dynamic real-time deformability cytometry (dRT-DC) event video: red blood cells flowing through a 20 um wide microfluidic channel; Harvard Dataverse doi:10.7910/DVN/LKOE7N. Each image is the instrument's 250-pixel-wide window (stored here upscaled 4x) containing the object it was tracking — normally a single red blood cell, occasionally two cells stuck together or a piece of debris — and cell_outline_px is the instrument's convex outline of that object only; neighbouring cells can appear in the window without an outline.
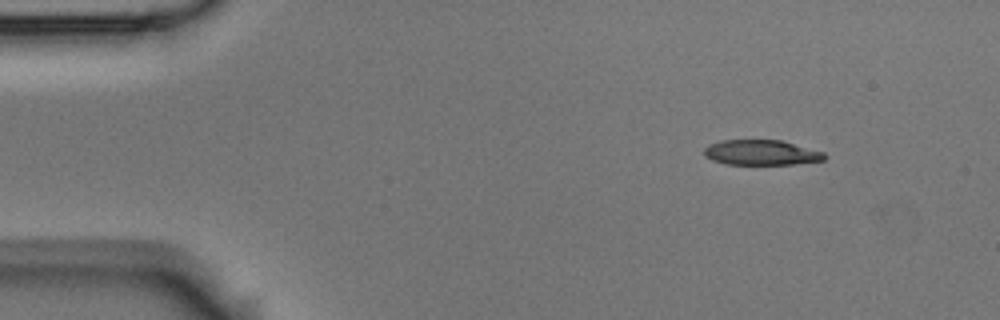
{"species": "Egyptian fruit bat (a non-hibernating species)", "species_latin": "Rousettus aegyptiacus", "temperature_condition": "room temperature", "stored_images_in_passage": 4, "camera_frame_rate_fps": 3000, "um_per_image_px": 0.085, "animal": {"sex": "male"}, "frame": {"image": 1, "passage_image": 1, "time_ms": 0.0, "image_size_px": [1000, 320], "cell_outline_px": [[828, 156], [824, 160], [792, 164], [724, 164], [712, 160], [704, 156], [704, 148], [708, 144], [720, 140], [780, 140], [824, 152]], "centroid_in_image_um": [64.67, 12.96], "position_along_channel_um": 20.3, "area_um2": 17.69}}
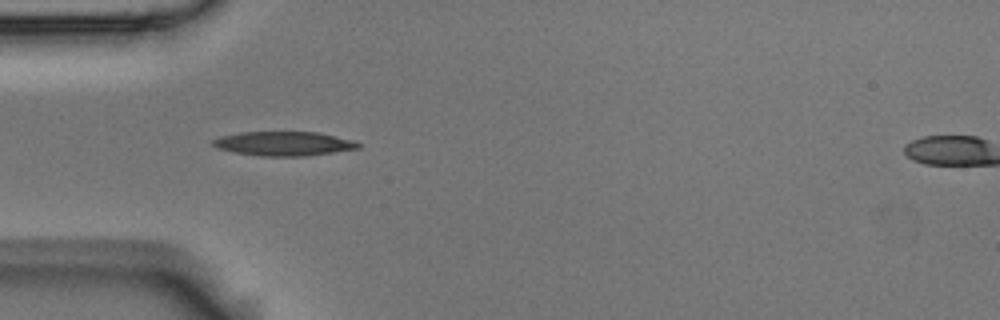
{"frame": {"image": 2, "passage_image": 3, "time_ms": 0.667, "image_size_px": [1000, 320], "cell_outline_px": [[360, 148], [304, 156], [260, 156], [232, 152], [216, 148], [212, 144], [212, 140], [220, 136], [240, 132], [316, 132], [352, 140], [360, 144]], "centroid_in_image_um": [24.05, 12.21], "position_along_channel_um": 60.9, "area_um2": 20.4}}
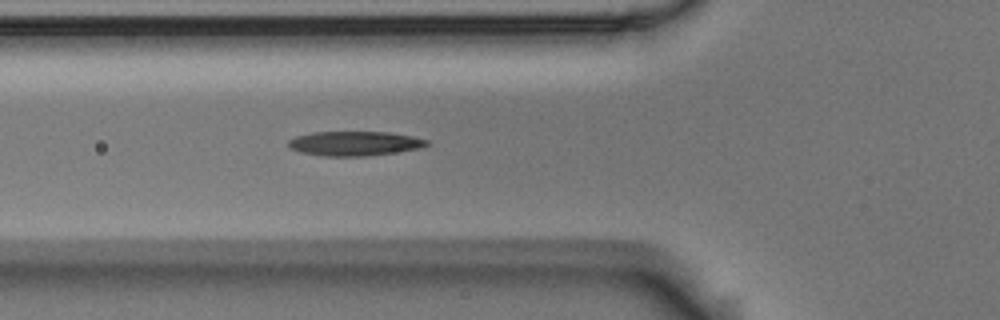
{"frame": {"image": 3, "passage_image": 4, "time_ms": 1.0, "image_size_px": [1000, 320], "cell_outline_px": [[428, 144], [416, 148], [368, 156], [320, 156], [300, 152], [292, 148], [288, 144], [288, 140], [296, 136], [312, 132], [388, 132], [412, 136], [428, 140]], "centroid_in_image_um": [30.08, 12.19], "position_along_channel_um": 95.7, "area_um2": 19.48}}